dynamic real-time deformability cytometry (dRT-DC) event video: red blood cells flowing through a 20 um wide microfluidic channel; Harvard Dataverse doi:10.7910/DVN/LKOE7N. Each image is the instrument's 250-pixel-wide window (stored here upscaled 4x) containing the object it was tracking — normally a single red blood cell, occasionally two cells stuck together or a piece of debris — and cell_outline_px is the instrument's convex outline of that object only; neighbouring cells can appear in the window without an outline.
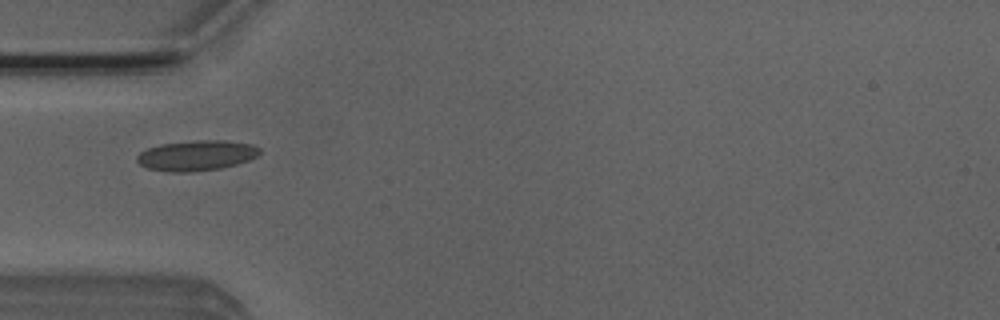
{"species": "Egyptian fruit bat (a non-hibernating species)", "species_latin": "Rousettus aegyptiacus", "temperature_condition": "room temperature", "stored_images_in_passage": 7, "camera_frame_rate_fps": 3000, "um_per_image_px": 0.085, "animal": {"sex": "male"}, "frame": {"image": 1, "passage_image": 4, "time_ms": 1.0, "image_size_px": [1000, 320], "cell_outline_px": [[260, 152], [256, 156], [248, 160], [236, 164], [220, 168], [192, 172], [172, 172], [148, 168], [140, 164], [136, 160], [136, 156], [140, 152], [148, 148], [160, 144], [196, 140], [228, 140], [252, 144], [260, 148]], "centroid_in_image_um": [16.7, 13.2], "position_along_channel_um": 68.3, "area_um2": 21.68}}
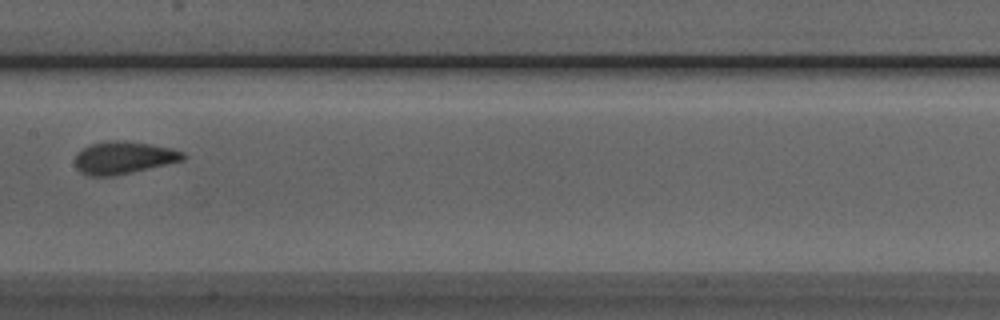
{"frame": {"image": 2, "passage_image": 7, "time_ms": 2.0, "image_size_px": [1000, 320], "cell_outline_px": [[188, 156], [184, 160], [132, 172], [112, 176], [88, 176], [80, 172], [76, 168], [76, 152], [88, 144], [116, 140], [124, 140], [172, 148], [184, 152]], "centroid_in_image_um": [10.5, 13.4], "position_along_channel_um": 196.9, "area_um2": 20.52}}